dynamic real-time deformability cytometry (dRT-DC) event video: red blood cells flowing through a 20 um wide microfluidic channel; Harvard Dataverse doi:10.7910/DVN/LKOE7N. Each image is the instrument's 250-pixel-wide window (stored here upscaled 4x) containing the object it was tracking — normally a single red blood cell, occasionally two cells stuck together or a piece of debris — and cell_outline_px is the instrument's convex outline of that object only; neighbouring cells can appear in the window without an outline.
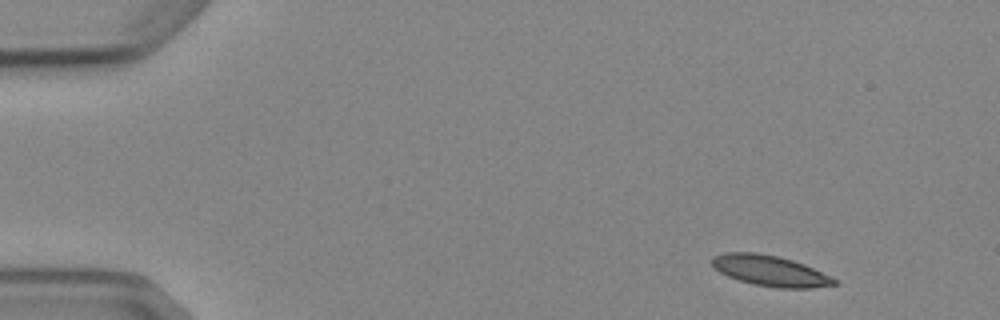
{"species": "Egyptian fruit bat (a non-hibernating species)", "species_latin": "Rousettus aegyptiacus", "temperature_condition": "cold", "stored_images_in_passage": 5, "camera_frame_rate_fps": 3000, "um_per_image_px": 0.085, "animal": {"sex": "female"}, "frame": {"image": 1, "passage_image": 1, "time_ms": 0.0, "image_size_px": [1000, 320], "cell_outline_px": [[836, 284], [812, 288], [776, 288], [756, 284], [740, 280], [728, 276], [720, 272], [712, 264], [712, 256], [724, 252], [756, 252], [776, 256], [792, 260], [804, 264], [836, 280]], "centroid_in_image_um": [65.42, 23.0], "position_along_channel_um": 19.6, "area_um2": 21.44}}
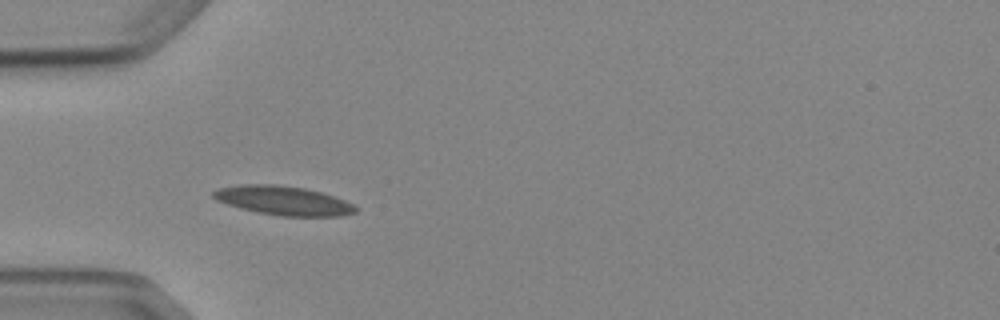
{"frame": {"image": 2, "passage_image": 4, "time_ms": 3.667, "image_size_px": [1000, 320], "cell_outline_px": [[356, 212], [340, 216], [280, 216], [240, 208], [216, 200], [212, 196], [212, 192], [216, 188], [244, 184], [276, 184], [304, 188], [320, 192], [344, 200], [352, 204], [356, 208]], "centroid_in_image_um": [24.05, 17.04], "position_along_channel_um": 61.0, "area_um2": 23.87}}
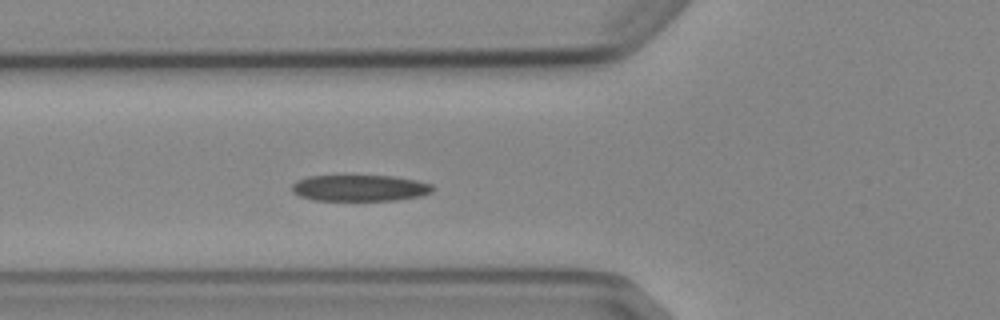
{"frame": {"image": 3, "passage_image": 5, "time_ms": 4.667, "image_size_px": [1000, 320], "cell_outline_px": [[432, 192], [420, 196], [396, 200], [312, 200], [300, 196], [292, 192], [292, 184], [296, 180], [308, 176], [344, 172], [392, 176], [416, 180], [432, 184]], "centroid_in_image_um": [30.5, 15.92], "position_along_channel_um": 95.3, "area_um2": 22.72}}